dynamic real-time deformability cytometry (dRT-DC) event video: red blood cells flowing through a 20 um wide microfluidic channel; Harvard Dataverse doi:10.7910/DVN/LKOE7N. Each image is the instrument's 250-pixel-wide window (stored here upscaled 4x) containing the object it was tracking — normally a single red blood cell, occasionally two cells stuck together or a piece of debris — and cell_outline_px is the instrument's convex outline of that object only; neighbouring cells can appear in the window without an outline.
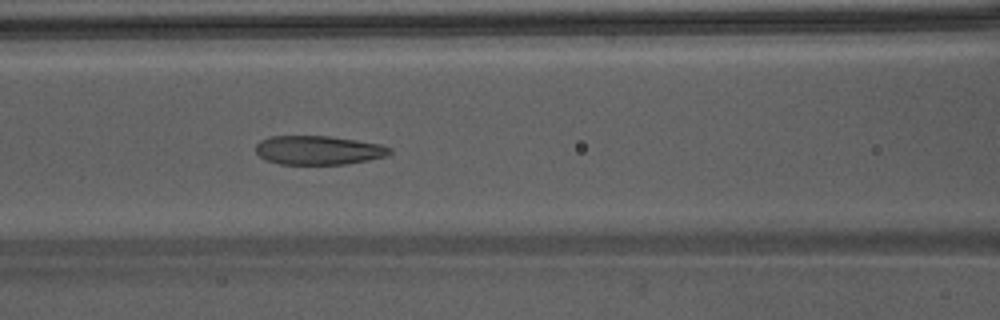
{"species": "Egyptian fruit bat (a non-hibernating species)", "species_latin": "Rousettus aegyptiacus", "temperature_condition": "warm", "stored_images_in_passage": 51, "camera_frame_rate_fps": 3000, "um_per_image_px": 0.085, "animal": {"sex": "male"}, "frame": {"image": 1, "passage_image": 24, "time_ms": 7.667, "image_size_px": [1000, 320], "cell_outline_px": [[392, 152], [388, 156], [348, 164], [280, 164], [264, 160], [256, 152], [256, 144], [260, 140], [272, 136], [328, 136], [356, 140], [380, 144], [392, 148]], "centroid_in_image_um": [27.08, 12.77], "position_along_channel_um": 139.5, "area_um2": 22.72}}
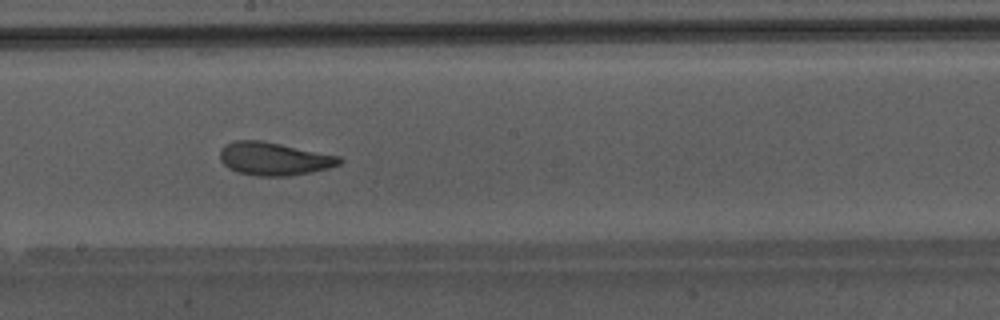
{"frame": {"image": 2, "passage_image": 30, "time_ms": 9.667, "image_size_px": [1000, 320], "cell_outline_px": [[344, 160], [340, 164], [328, 168], [288, 176], [256, 176], [236, 172], [228, 168], [220, 160], [220, 148], [224, 144], [236, 140], [260, 140], [340, 156]], "centroid_in_image_um": [23.25, 13.49], "position_along_channel_um": 224.9, "area_um2": 23.0}}
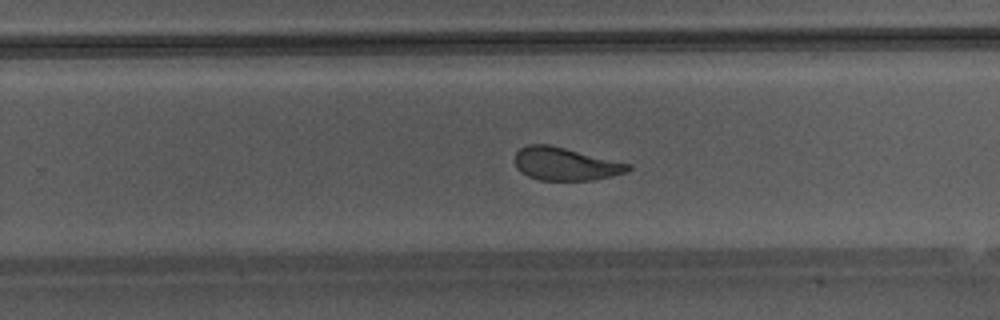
{"frame": {"image": 3, "passage_image": 34, "time_ms": 11.0, "image_size_px": [1000, 320], "cell_outline_px": [[632, 168], [628, 172], [612, 176], [592, 180], [540, 180], [528, 176], [520, 172], [516, 168], [516, 152], [520, 148], [528, 144], [548, 144], [632, 164]], "centroid_in_image_um": [48.07, 13.94], "position_along_channel_um": 281.7, "area_um2": 21.73}}